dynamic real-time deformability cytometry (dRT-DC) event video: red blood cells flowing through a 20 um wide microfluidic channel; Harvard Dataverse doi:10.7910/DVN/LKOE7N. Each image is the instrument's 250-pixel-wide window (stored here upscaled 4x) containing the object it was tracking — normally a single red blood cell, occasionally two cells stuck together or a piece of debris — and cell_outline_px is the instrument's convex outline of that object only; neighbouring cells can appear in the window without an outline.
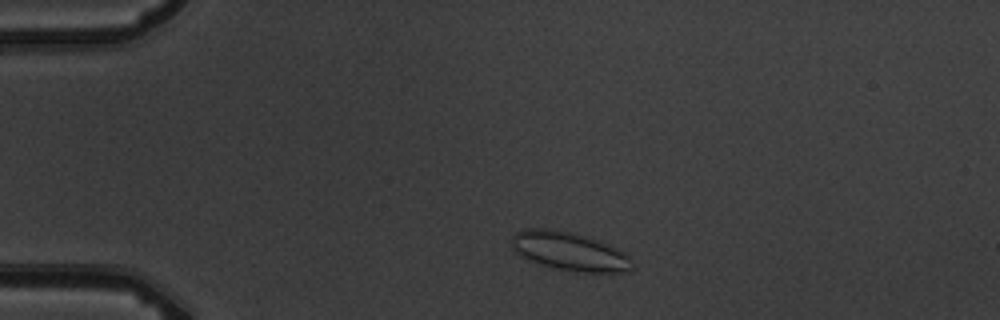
{"species": "common noctule bat (a hibernating species)", "species_latin": "Nyctalus noctula", "temperature_condition": "warm", "stored_images_in_passage": 4, "camera_frame_rate_fps": 3000, "um_per_image_px": 0.085, "animal": {"sex": "male", "body_mass_g": 19.5, "forearm_length_mm": 54.6}, "frame": {"image": 1, "passage_image": 2, "time_ms": 1.0, "image_size_px": [1000, 320], "cell_outline_px": [[632, 268], [628, 272], [572, 272], [540, 264], [516, 252], [512, 248], [512, 236], [516, 232], [524, 228], [544, 228], [568, 232], [588, 236], [608, 244], [624, 252], [632, 260]], "centroid_in_image_um": [48.42, 21.36], "position_along_channel_um": 36.6, "area_um2": 26.93}}
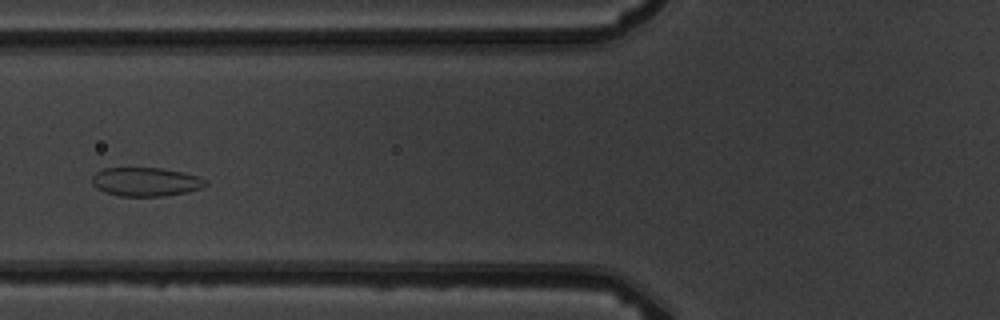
{"frame": {"image": 2, "passage_image": 4, "time_ms": 4.333, "image_size_px": [1000, 320], "cell_outline_px": [[208, 184], [200, 188], [188, 192], [164, 196], [120, 196], [104, 192], [96, 188], [92, 184], [92, 176], [96, 172], [104, 168], [160, 168], [180, 172], [196, 176], [208, 180]], "centroid_in_image_um": [12.37, 15.46], "position_along_channel_um": 113.4, "area_um2": 19.02}}